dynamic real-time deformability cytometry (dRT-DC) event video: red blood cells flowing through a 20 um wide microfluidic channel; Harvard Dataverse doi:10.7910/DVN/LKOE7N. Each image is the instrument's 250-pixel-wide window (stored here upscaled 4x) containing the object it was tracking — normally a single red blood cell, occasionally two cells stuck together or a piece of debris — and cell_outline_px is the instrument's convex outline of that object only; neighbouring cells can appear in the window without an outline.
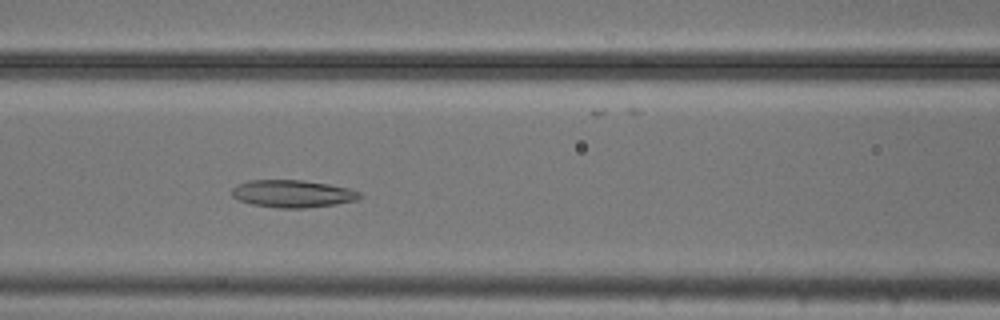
{"species": "common noctule bat (a hibernating species)", "species_latin": "Nyctalus noctula", "temperature_condition": "cold", "stored_images_in_passage": 48, "camera_frame_rate_fps": 3000, "um_per_image_px": 0.085, "animal": {"sex": "male", "body_mass_g": 20.5, "forearm_length_mm": 52.5}, "frame": {"image": 1, "passage_image": 17, "time_ms": 5.333, "image_size_px": [1000, 320], "cell_outline_px": [[364, 196], [356, 200], [336, 204], [304, 208], [276, 208], [252, 204], [240, 200], [232, 196], [232, 188], [248, 180], [304, 180], [328, 184], [348, 188], [360, 192]], "centroid_in_image_um": [24.89, 16.46], "position_along_channel_um": 141.7, "area_um2": 20.4}}
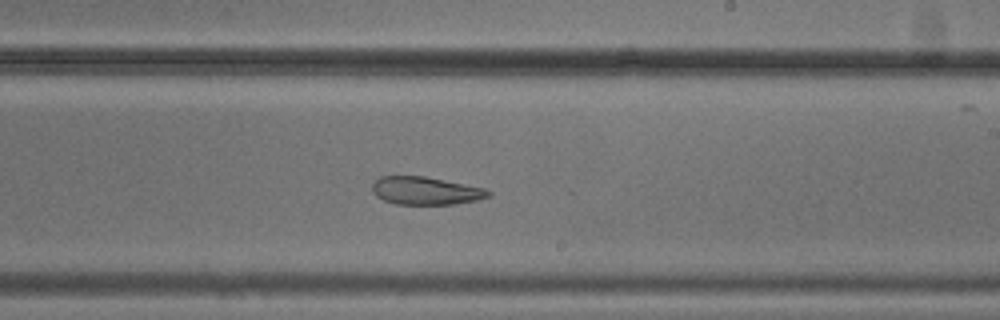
{"frame": {"image": 2, "passage_image": 26, "time_ms": 8.333, "image_size_px": [1000, 320], "cell_outline_px": [[492, 196], [476, 200], [452, 204], [396, 204], [384, 200], [376, 196], [372, 192], [372, 184], [380, 176], [424, 176], [484, 188], [492, 192]], "centroid_in_image_um": [36.17, 16.21], "position_along_channel_um": 252.8, "area_um2": 18.79}}
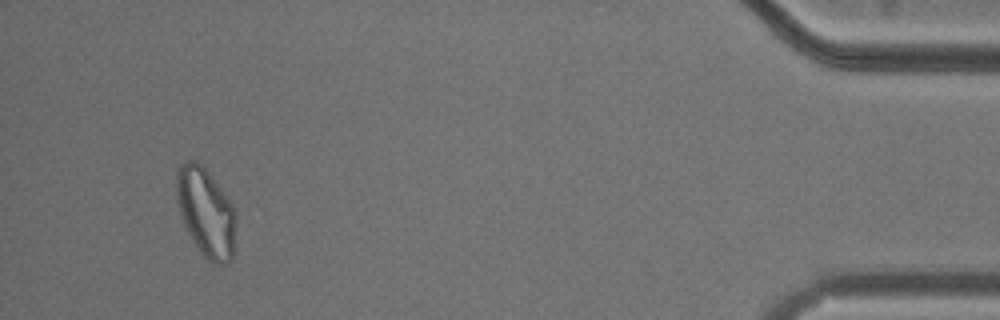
{"frame": {"image": 3, "passage_image": 45, "time_ms": 14.667, "image_size_px": [1000, 320], "cell_outline_px": [[236, 220], [232, 260], [228, 264], [212, 264], [200, 252], [192, 240], [184, 224], [176, 200], [176, 172], [180, 164], [184, 160], [196, 160], [208, 172], [232, 204]], "centroid_in_image_um": [17.49, 18.06], "position_along_channel_um": 417.7, "area_um2": 30.75}, "authors_computed_cell_mechanics": {"area_um2": 24.7384, "velocity_mm_per_s": 3.7191, "shape_relaxation_time_tau1_ms": null, "shape_relaxation_time_tau2_ms": 5.9699, "deformation_change_tau1": null, "deformation_change_tau2": 0.1399}}